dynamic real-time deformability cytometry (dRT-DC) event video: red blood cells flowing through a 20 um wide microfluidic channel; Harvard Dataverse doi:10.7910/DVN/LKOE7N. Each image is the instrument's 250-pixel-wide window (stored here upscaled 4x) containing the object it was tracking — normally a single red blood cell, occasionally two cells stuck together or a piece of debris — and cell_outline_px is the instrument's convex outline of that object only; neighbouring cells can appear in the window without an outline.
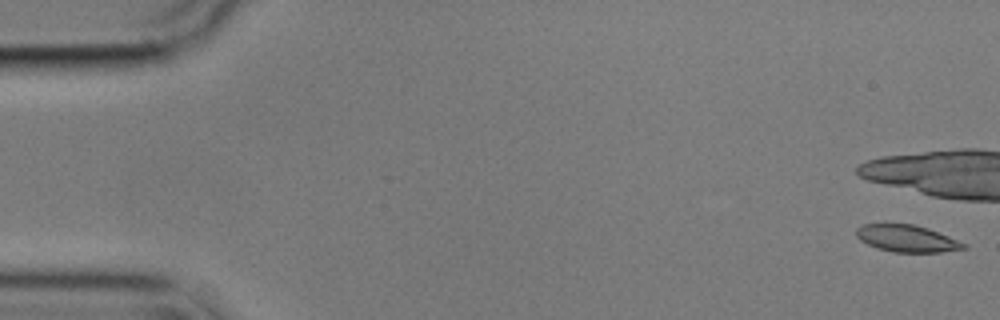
{"species": "common noctule bat (a hibernating species)", "species_latin": "Nyctalus noctula", "temperature_condition": "cold", "stored_images_in_passage": 9, "camera_frame_rate_fps": 3000, "um_per_image_px": 0.085, "animal": {"sex": "male", "body_mass_g": 17.9}, "frame": {"image": 1, "passage_image": 1, "time_ms": 0.0, "image_size_px": [1000, 320], "cell_outline_px": [[968, 248], [940, 252], [892, 252], [876, 248], [860, 240], [856, 236], [856, 228], [864, 224], [884, 220], [916, 224], [928, 228], [968, 244]], "centroid_in_image_um": [77.03, 20.22], "position_along_channel_um": 8.0, "area_um2": 17.69}}